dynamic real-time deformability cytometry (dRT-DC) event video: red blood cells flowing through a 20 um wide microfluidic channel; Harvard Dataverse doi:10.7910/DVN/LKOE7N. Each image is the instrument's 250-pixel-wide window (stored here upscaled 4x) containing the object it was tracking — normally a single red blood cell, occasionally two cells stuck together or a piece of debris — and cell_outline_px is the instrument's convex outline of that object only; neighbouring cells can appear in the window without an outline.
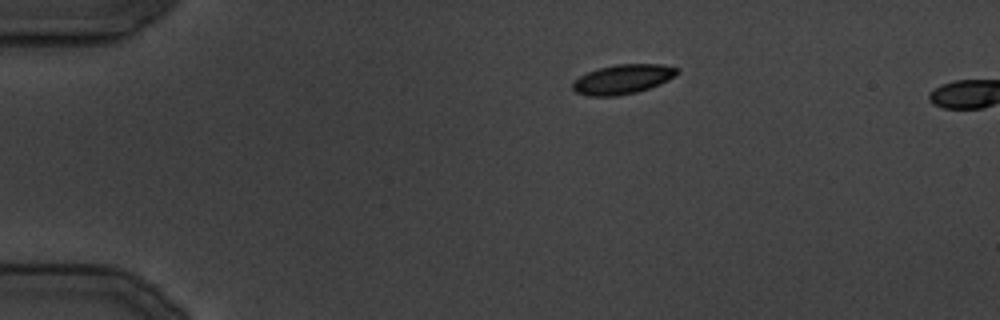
{"species": "common noctule bat (a hibernating species)", "species_latin": "Nyctalus noctula", "temperature_condition": "cold", "stored_images_in_passage": 3, "camera_frame_rate_fps": 3000, "um_per_image_px": 0.085, "animal": {"sex": "male", "body_mass_g": 19.5, "forearm_length_mm": 54.6}, "frame": {"image": 1, "passage_image": 1, "time_ms": 0.0, "image_size_px": [1000, 320], "cell_outline_px": [[680, 72], [676, 76], [660, 84], [636, 92], [616, 96], [588, 96], [576, 92], [572, 88], [572, 80], [588, 72], [600, 68], [616, 64], [660, 64], [680, 68]], "centroid_in_image_um": [52.95, 6.73], "position_along_channel_um": 32.1, "area_um2": 18.03}}